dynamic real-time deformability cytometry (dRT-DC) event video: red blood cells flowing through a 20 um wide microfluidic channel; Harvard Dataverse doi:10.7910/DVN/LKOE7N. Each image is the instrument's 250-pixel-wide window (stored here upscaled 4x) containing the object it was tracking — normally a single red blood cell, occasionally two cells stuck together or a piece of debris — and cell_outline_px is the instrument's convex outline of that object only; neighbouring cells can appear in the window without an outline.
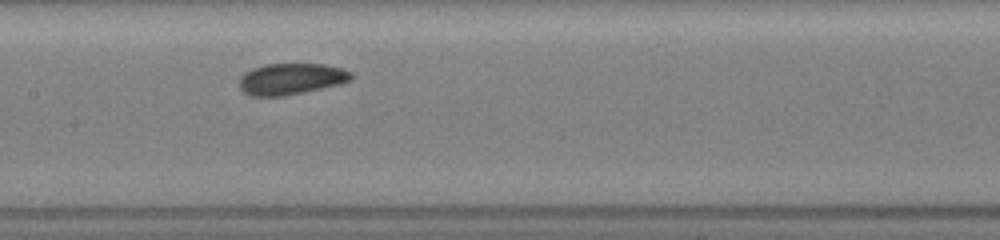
{"species": "common noctule bat (a hibernating species)", "species_latin": "Nyctalus noctula", "temperature_condition": "room temperature", "stored_images_in_passage": 13, "camera_frame_rate_fps": 3000, "um_per_image_px": 0.085, "animal": {"sex": "female", "body_mass_g": 19.5, "forearm_length_mm": 54.1}, "frame": {"image": 1, "passage_image": 6, "time_ms": 4.333, "image_size_px": [1000, 240], "cell_outline_px": [[352, 80], [344, 84], [284, 96], [252, 96], [244, 92], [240, 88], [240, 76], [244, 72], [252, 68], [264, 64], [324, 64], [344, 68], [352, 72]], "centroid_in_image_um": [24.79, 6.7], "position_along_channel_um": 182.6, "area_um2": 20.75}}
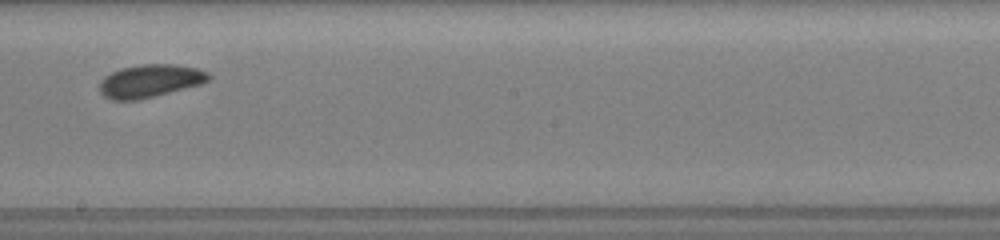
{"frame": {"image": 2, "passage_image": 8, "time_ms": 5.667, "image_size_px": [1000, 240], "cell_outline_px": [[212, 76], [208, 80], [200, 84], [156, 96], [136, 100], [112, 100], [104, 96], [100, 92], [100, 80], [104, 76], [120, 68], [140, 64], [172, 64], [200, 68], [208, 72]], "centroid_in_image_um": [12.75, 6.87], "position_along_channel_um": 235.4, "area_um2": 21.04}}